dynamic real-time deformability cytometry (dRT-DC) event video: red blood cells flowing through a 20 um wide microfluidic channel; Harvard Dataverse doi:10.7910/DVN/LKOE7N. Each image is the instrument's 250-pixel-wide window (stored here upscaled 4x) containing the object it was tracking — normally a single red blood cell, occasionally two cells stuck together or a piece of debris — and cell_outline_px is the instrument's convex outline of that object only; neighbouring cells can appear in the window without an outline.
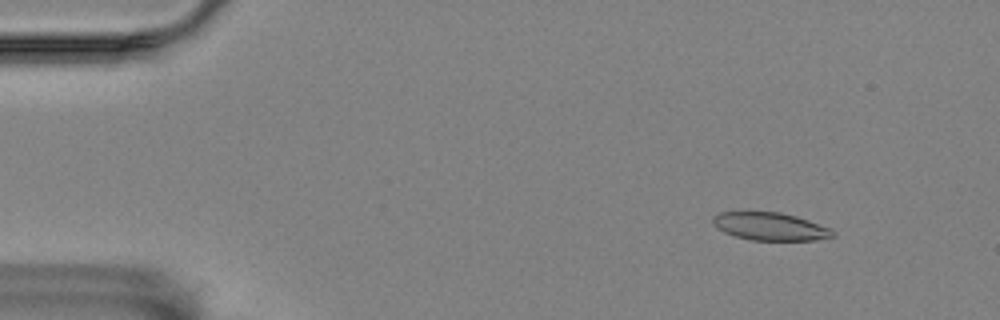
{"species": "Egyptian fruit bat (a non-hibernating species)", "species_latin": "Rousettus aegyptiacus", "temperature_condition": "room temperature", "stored_images_in_passage": 57, "camera_frame_rate_fps": 3000, "um_per_image_px": 0.085, "animal": {"sex": "female"}, "frame": {"image": 1, "passage_image": 7, "time_ms": 2.0, "image_size_px": [1000, 320], "cell_outline_px": [[836, 236], [816, 240], [748, 240], [724, 232], [716, 228], [712, 224], [712, 216], [720, 212], [780, 212], [796, 216], [832, 228], [836, 232]], "centroid_in_image_um": [65.47, 19.25], "position_along_channel_um": 19.5, "area_um2": 19.65}}
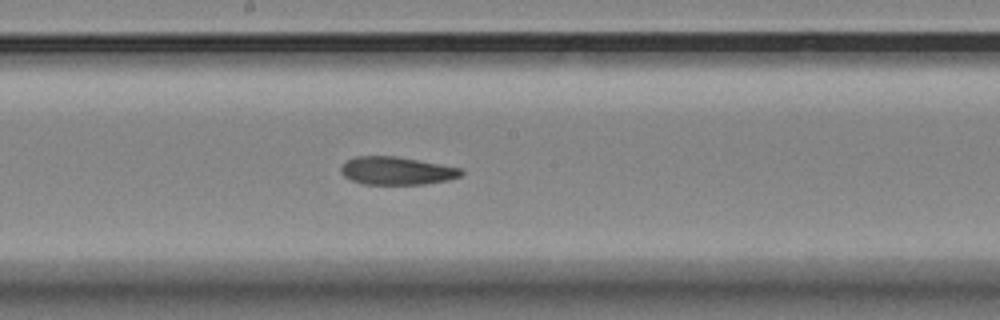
{"frame": {"image": 2, "passage_image": 31, "time_ms": 10.0, "image_size_px": [1000, 320], "cell_outline_px": [[464, 172], [460, 176], [448, 180], [424, 184], [364, 184], [352, 180], [344, 176], [340, 172], [340, 168], [348, 160], [356, 156], [396, 156], [464, 168]], "centroid_in_image_um": [33.75, 14.51], "position_along_channel_um": 214.4, "area_um2": 19.59}}
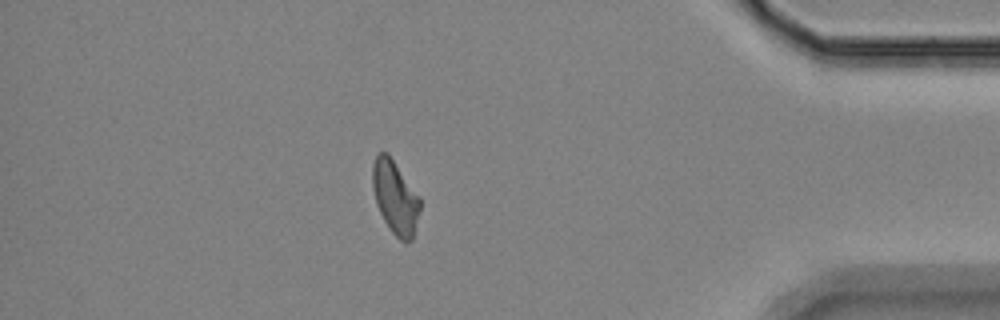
{"frame": {"image": 3, "passage_image": 50, "time_ms": 16.333, "image_size_px": [1000, 320], "cell_outline_px": [[420, 208], [412, 240], [400, 240], [392, 232], [384, 220], [376, 204], [372, 188], [372, 164], [376, 156], [380, 152], [388, 152], [420, 200]], "centroid_in_image_um": [33.55, 16.75], "position_along_channel_um": 401.6, "area_um2": 19.83}, "authors_computed_cell_mechanics": {"area_um2": 20.4612, "velocity_mm_per_s": 3.5372, "shape_relaxation_time_tau1_ms": 8.1699, "shape_relaxation_time_tau2_ms": 2.7018, "deformation_change_tau1": 0.1943, "deformation_change_tau2": 0.0999}}